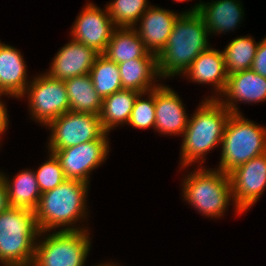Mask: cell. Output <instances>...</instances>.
Listing matches in <instances>:
<instances>
[{
  "mask_svg": "<svg viewBox=\"0 0 266 266\" xmlns=\"http://www.w3.org/2000/svg\"><path fill=\"white\" fill-rule=\"evenodd\" d=\"M208 4L197 3L188 13L198 12L209 34L231 31L243 18L244 11L238 0H217Z\"/></svg>",
  "mask_w": 266,
  "mask_h": 266,
  "instance_id": "17",
  "label": "cell"
},
{
  "mask_svg": "<svg viewBox=\"0 0 266 266\" xmlns=\"http://www.w3.org/2000/svg\"><path fill=\"white\" fill-rule=\"evenodd\" d=\"M183 74H188L186 76L192 82L214 84L215 92L222 95L228 80L223 52L209 47L198 55Z\"/></svg>",
  "mask_w": 266,
  "mask_h": 266,
  "instance_id": "19",
  "label": "cell"
},
{
  "mask_svg": "<svg viewBox=\"0 0 266 266\" xmlns=\"http://www.w3.org/2000/svg\"><path fill=\"white\" fill-rule=\"evenodd\" d=\"M26 64L20 52L0 43V93L21 98L29 85L26 81Z\"/></svg>",
  "mask_w": 266,
  "mask_h": 266,
  "instance_id": "18",
  "label": "cell"
},
{
  "mask_svg": "<svg viewBox=\"0 0 266 266\" xmlns=\"http://www.w3.org/2000/svg\"><path fill=\"white\" fill-rule=\"evenodd\" d=\"M118 64L99 54L90 69L94 89L103 99L123 89Z\"/></svg>",
  "mask_w": 266,
  "mask_h": 266,
  "instance_id": "26",
  "label": "cell"
},
{
  "mask_svg": "<svg viewBox=\"0 0 266 266\" xmlns=\"http://www.w3.org/2000/svg\"><path fill=\"white\" fill-rule=\"evenodd\" d=\"M70 111L99 116L103 99L94 89L89 73L64 80Z\"/></svg>",
  "mask_w": 266,
  "mask_h": 266,
  "instance_id": "22",
  "label": "cell"
},
{
  "mask_svg": "<svg viewBox=\"0 0 266 266\" xmlns=\"http://www.w3.org/2000/svg\"><path fill=\"white\" fill-rule=\"evenodd\" d=\"M95 266H96V265H95ZM97 266H116V265H113V263H112V264L107 263V264H99V265H97Z\"/></svg>",
  "mask_w": 266,
  "mask_h": 266,
  "instance_id": "33",
  "label": "cell"
},
{
  "mask_svg": "<svg viewBox=\"0 0 266 266\" xmlns=\"http://www.w3.org/2000/svg\"><path fill=\"white\" fill-rule=\"evenodd\" d=\"M149 99H142V95L145 93H140L135 100L131 116L128 124L135 127L136 129H144L153 127L155 129V88L152 91H148ZM148 99V100H147Z\"/></svg>",
  "mask_w": 266,
  "mask_h": 266,
  "instance_id": "28",
  "label": "cell"
},
{
  "mask_svg": "<svg viewBox=\"0 0 266 266\" xmlns=\"http://www.w3.org/2000/svg\"><path fill=\"white\" fill-rule=\"evenodd\" d=\"M237 214L251 208L266 188V153L228 173Z\"/></svg>",
  "mask_w": 266,
  "mask_h": 266,
  "instance_id": "11",
  "label": "cell"
},
{
  "mask_svg": "<svg viewBox=\"0 0 266 266\" xmlns=\"http://www.w3.org/2000/svg\"><path fill=\"white\" fill-rule=\"evenodd\" d=\"M9 207L10 204L7 195V189L1 172L0 173V213L7 210Z\"/></svg>",
  "mask_w": 266,
  "mask_h": 266,
  "instance_id": "31",
  "label": "cell"
},
{
  "mask_svg": "<svg viewBox=\"0 0 266 266\" xmlns=\"http://www.w3.org/2000/svg\"><path fill=\"white\" fill-rule=\"evenodd\" d=\"M105 8L116 27L134 28L149 7L147 0H114Z\"/></svg>",
  "mask_w": 266,
  "mask_h": 266,
  "instance_id": "27",
  "label": "cell"
},
{
  "mask_svg": "<svg viewBox=\"0 0 266 266\" xmlns=\"http://www.w3.org/2000/svg\"><path fill=\"white\" fill-rule=\"evenodd\" d=\"M139 94L134 90L122 89L103 98L99 118L107 133L113 127L129 122L135 100Z\"/></svg>",
  "mask_w": 266,
  "mask_h": 266,
  "instance_id": "23",
  "label": "cell"
},
{
  "mask_svg": "<svg viewBox=\"0 0 266 266\" xmlns=\"http://www.w3.org/2000/svg\"><path fill=\"white\" fill-rule=\"evenodd\" d=\"M98 55L93 48L72 39L58 51L46 73L62 81L90 73Z\"/></svg>",
  "mask_w": 266,
  "mask_h": 266,
  "instance_id": "14",
  "label": "cell"
},
{
  "mask_svg": "<svg viewBox=\"0 0 266 266\" xmlns=\"http://www.w3.org/2000/svg\"><path fill=\"white\" fill-rule=\"evenodd\" d=\"M49 157V160L34 172L41 193L54 189L66 180L59 159L54 153Z\"/></svg>",
  "mask_w": 266,
  "mask_h": 266,
  "instance_id": "29",
  "label": "cell"
},
{
  "mask_svg": "<svg viewBox=\"0 0 266 266\" xmlns=\"http://www.w3.org/2000/svg\"><path fill=\"white\" fill-rule=\"evenodd\" d=\"M2 176L10 207L34 211L42 194L34 171L28 169L19 172L12 180L13 182H10L3 173Z\"/></svg>",
  "mask_w": 266,
  "mask_h": 266,
  "instance_id": "24",
  "label": "cell"
},
{
  "mask_svg": "<svg viewBox=\"0 0 266 266\" xmlns=\"http://www.w3.org/2000/svg\"><path fill=\"white\" fill-rule=\"evenodd\" d=\"M118 67L123 89L147 93L158 86L152 85L159 76L157 58H136L122 62Z\"/></svg>",
  "mask_w": 266,
  "mask_h": 266,
  "instance_id": "21",
  "label": "cell"
},
{
  "mask_svg": "<svg viewBox=\"0 0 266 266\" xmlns=\"http://www.w3.org/2000/svg\"><path fill=\"white\" fill-rule=\"evenodd\" d=\"M40 235L34 211L9 207L0 213V262L3 266H32Z\"/></svg>",
  "mask_w": 266,
  "mask_h": 266,
  "instance_id": "4",
  "label": "cell"
},
{
  "mask_svg": "<svg viewBox=\"0 0 266 266\" xmlns=\"http://www.w3.org/2000/svg\"><path fill=\"white\" fill-rule=\"evenodd\" d=\"M250 37L233 39L223 50L225 69L228 75L251 69L259 43Z\"/></svg>",
  "mask_w": 266,
  "mask_h": 266,
  "instance_id": "25",
  "label": "cell"
},
{
  "mask_svg": "<svg viewBox=\"0 0 266 266\" xmlns=\"http://www.w3.org/2000/svg\"><path fill=\"white\" fill-rule=\"evenodd\" d=\"M222 94V97L227 96V101H222V98L217 100L231 113L240 114L236 102L257 103L266 100V77L261 76L252 69L233 73L228 75Z\"/></svg>",
  "mask_w": 266,
  "mask_h": 266,
  "instance_id": "13",
  "label": "cell"
},
{
  "mask_svg": "<svg viewBox=\"0 0 266 266\" xmlns=\"http://www.w3.org/2000/svg\"><path fill=\"white\" fill-rule=\"evenodd\" d=\"M103 55L116 64L136 58H157L146 50L135 27H117Z\"/></svg>",
  "mask_w": 266,
  "mask_h": 266,
  "instance_id": "20",
  "label": "cell"
},
{
  "mask_svg": "<svg viewBox=\"0 0 266 266\" xmlns=\"http://www.w3.org/2000/svg\"><path fill=\"white\" fill-rule=\"evenodd\" d=\"M107 132L98 140L85 142L59 150H49L59 159L66 179L90 183V172L107 157L109 142Z\"/></svg>",
  "mask_w": 266,
  "mask_h": 266,
  "instance_id": "10",
  "label": "cell"
},
{
  "mask_svg": "<svg viewBox=\"0 0 266 266\" xmlns=\"http://www.w3.org/2000/svg\"><path fill=\"white\" fill-rule=\"evenodd\" d=\"M221 146L218 170L228 174L237 166L266 153V127L245 119L241 113H231Z\"/></svg>",
  "mask_w": 266,
  "mask_h": 266,
  "instance_id": "5",
  "label": "cell"
},
{
  "mask_svg": "<svg viewBox=\"0 0 266 266\" xmlns=\"http://www.w3.org/2000/svg\"><path fill=\"white\" fill-rule=\"evenodd\" d=\"M209 35L198 12L179 14L166 46L157 56L159 79L185 73L198 55L210 47Z\"/></svg>",
  "mask_w": 266,
  "mask_h": 266,
  "instance_id": "1",
  "label": "cell"
},
{
  "mask_svg": "<svg viewBox=\"0 0 266 266\" xmlns=\"http://www.w3.org/2000/svg\"><path fill=\"white\" fill-rule=\"evenodd\" d=\"M182 186L184 199L209 218L222 216L233 198L229 175L218 169L200 167L187 175Z\"/></svg>",
  "mask_w": 266,
  "mask_h": 266,
  "instance_id": "6",
  "label": "cell"
},
{
  "mask_svg": "<svg viewBox=\"0 0 266 266\" xmlns=\"http://www.w3.org/2000/svg\"><path fill=\"white\" fill-rule=\"evenodd\" d=\"M88 187V183L66 179L54 189L41 194L34 215L42 235L59 226L65 227L60 231L85 230L71 224L87 215L85 200Z\"/></svg>",
  "mask_w": 266,
  "mask_h": 266,
  "instance_id": "2",
  "label": "cell"
},
{
  "mask_svg": "<svg viewBox=\"0 0 266 266\" xmlns=\"http://www.w3.org/2000/svg\"><path fill=\"white\" fill-rule=\"evenodd\" d=\"M179 95L164 85L155 87V129L161 134H181L188 125V116Z\"/></svg>",
  "mask_w": 266,
  "mask_h": 266,
  "instance_id": "15",
  "label": "cell"
},
{
  "mask_svg": "<svg viewBox=\"0 0 266 266\" xmlns=\"http://www.w3.org/2000/svg\"><path fill=\"white\" fill-rule=\"evenodd\" d=\"M251 69L261 76L266 77V38L259 42Z\"/></svg>",
  "mask_w": 266,
  "mask_h": 266,
  "instance_id": "30",
  "label": "cell"
},
{
  "mask_svg": "<svg viewBox=\"0 0 266 266\" xmlns=\"http://www.w3.org/2000/svg\"><path fill=\"white\" fill-rule=\"evenodd\" d=\"M70 34L73 40L93 48L99 54L106 50L108 42L117 28L108 14L92 3H87L77 16Z\"/></svg>",
  "mask_w": 266,
  "mask_h": 266,
  "instance_id": "12",
  "label": "cell"
},
{
  "mask_svg": "<svg viewBox=\"0 0 266 266\" xmlns=\"http://www.w3.org/2000/svg\"><path fill=\"white\" fill-rule=\"evenodd\" d=\"M174 1H177V2H182V1H188V0H174Z\"/></svg>",
  "mask_w": 266,
  "mask_h": 266,
  "instance_id": "34",
  "label": "cell"
},
{
  "mask_svg": "<svg viewBox=\"0 0 266 266\" xmlns=\"http://www.w3.org/2000/svg\"><path fill=\"white\" fill-rule=\"evenodd\" d=\"M34 78L24 95L28 93L32 117L47 126L50 121L70 111L66 86L64 81L51 78L47 73Z\"/></svg>",
  "mask_w": 266,
  "mask_h": 266,
  "instance_id": "9",
  "label": "cell"
},
{
  "mask_svg": "<svg viewBox=\"0 0 266 266\" xmlns=\"http://www.w3.org/2000/svg\"><path fill=\"white\" fill-rule=\"evenodd\" d=\"M178 16L174 11L156 6H149L141 16L139 30L136 31L149 53L158 56L164 49Z\"/></svg>",
  "mask_w": 266,
  "mask_h": 266,
  "instance_id": "16",
  "label": "cell"
},
{
  "mask_svg": "<svg viewBox=\"0 0 266 266\" xmlns=\"http://www.w3.org/2000/svg\"><path fill=\"white\" fill-rule=\"evenodd\" d=\"M48 150H59L100 139L106 131L98 115L68 111L50 121Z\"/></svg>",
  "mask_w": 266,
  "mask_h": 266,
  "instance_id": "8",
  "label": "cell"
},
{
  "mask_svg": "<svg viewBox=\"0 0 266 266\" xmlns=\"http://www.w3.org/2000/svg\"><path fill=\"white\" fill-rule=\"evenodd\" d=\"M231 112L227 110L217 97L206 98L199 106L183 134L181 145V167L193 162H204L208 151L221 145L224 130Z\"/></svg>",
  "mask_w": 266,
  "mask_h": 266,
  "instance_id": "3",
  "label": "cell"
},
{
  "mask_svg": "<svg viewBox=\"0 0 266 266\" xmlns=\"http://www.w3.org/2000/svg\"><path fill=\"white\" fill-rule=\"evenodd\" d=\"M3 94L0 93V96ZM5 104L0 101V134H3L5 132L7 126H8V115ZM1 136V135H0Z\"/></svg>",
  "mask_w": 266,
  "mask_h": 266,
  "instance_id": "32",
  "label": "cell"
},
{
  "mask_svg": "<svg viewBox=\"0 0 266 266\" xmlns=\"http://www.w3.org/2000/svg\"><path fill=\"white\" fill-rule=\"evenodd\" d=\"M88 230L56 231L36 242L32 266H84L91 247Z\"/></svg>",
  "mask_w": 266,
  "mask_h": 266,
  "instance_id": "7",
  "label": "cell"
}]
</instances>
